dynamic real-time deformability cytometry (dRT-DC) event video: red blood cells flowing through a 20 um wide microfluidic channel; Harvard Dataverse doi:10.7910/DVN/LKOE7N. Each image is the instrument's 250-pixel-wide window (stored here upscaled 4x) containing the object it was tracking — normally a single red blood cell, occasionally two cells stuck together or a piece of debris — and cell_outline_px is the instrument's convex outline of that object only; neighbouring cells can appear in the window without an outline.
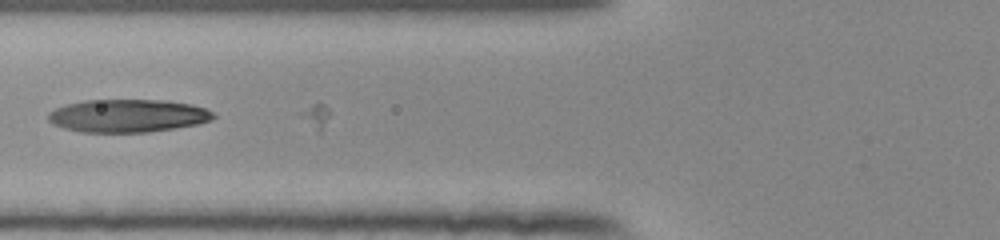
{"species": "human", "species_latin": "Homo sapiens", "temperature_condition": "room temperature", "stored_images_in_passage": 4, "camera_frame_rate_fps": 3000, "um_per_image_px": 0.085, "donor": {"sex": "female"}, "frame": {"image": 1, "passage_image": 3, "time_ms": 0.667, "image_size_px": [1000, 240], "cell_outline_px": [[216, 116], [212, 120], [196, 124], [176, 128], [148, 132], [80, 132], [64, 128], [52, 124], [48, 120], [48, 112], [56, 108], [68, 104], [84, 100], [164, 100], [192, 104], [204, 108], [212, 112]], "centroid_in_image_um": [10.85, 9.84], "position_along_channel_um": 114.9, "area_um2": 31.73}}